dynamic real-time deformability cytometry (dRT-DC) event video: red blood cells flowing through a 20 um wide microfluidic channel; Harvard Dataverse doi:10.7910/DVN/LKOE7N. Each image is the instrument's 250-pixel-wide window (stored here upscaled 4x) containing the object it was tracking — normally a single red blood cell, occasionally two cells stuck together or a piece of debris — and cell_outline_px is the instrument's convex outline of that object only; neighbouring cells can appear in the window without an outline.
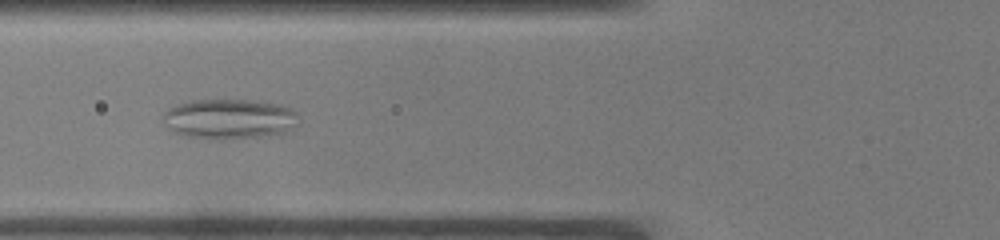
{"species": "common noctule bat (a hibernating species)", "species_latin": "Nyctalus noctula", "temperature_condition": "warm", "stored_images_in_passage": 37, "camera_frame_rate_fps": 3000, "um_per_image_px": 0.085, "animal": {"sex": "male", "body_mass_g": 19.0, "forearm_length_mm": 50.8}, "frame": {"image": 1, "passage_image": 6, "time_ms": 1.667, "image_size_px": [1000, 240], "cell_outline_px": [[296, 112], [292, 124], [284, 132], [268, 136], [220, 140], [208, 140], [188, 136], [176, 132], [168, 128], [164, 124], [164, 112], [168, 108], [176, 104], [192, 100], [252, 100], [280, 104], [292, 108]], "centroid_in_image_um": [19.42, 10.11], "position_along_channel_um": 106.4, "area_um2": 31.56}}
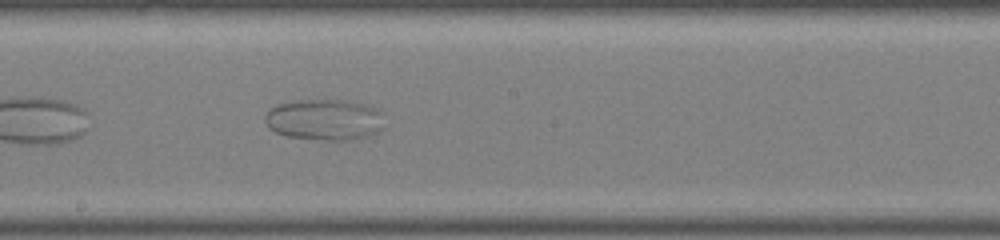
{"frame": {"image": 2, "passage_image": 15, "time_ms": 4.667, "image_size_px": [1000, 240], "cell_outline_px": [[384, 128], [380, 132], [356, 140], [320, 140], [288, 136], [276, 132], [268, 128], [264, 120], [264, 116], [276, 104], [300, 100], [340, 100], [364, 104], [372, 108], [376, 112]], "centroid_in_image_um": [27.53, 10.2], "position_along_channel_um": 220.7, "area_um2": 28.32}}
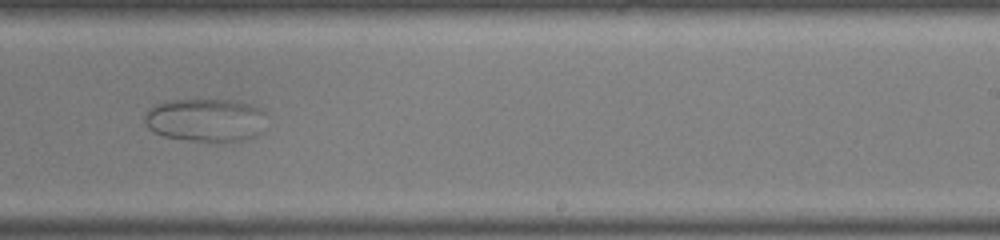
{"frame": {"image": 3, "passage_image": 19, "time_ms": 6.0, "image_size_px": [1000, 240], "cell_outline_px": [[264, 112], [260, 132], [256, 136], [244, 140], [224, 144], [220, 144], [188, 140], [164, 136], [148, 128], [144, 120], [144, 116], [152, 104], [164, 100], [228, 100], [248, 104], [260, 108]], "centroid_in_image_um": [17.44, 10.23], "position_along_channel_um": 271.6, "area_um2": 31.1}}